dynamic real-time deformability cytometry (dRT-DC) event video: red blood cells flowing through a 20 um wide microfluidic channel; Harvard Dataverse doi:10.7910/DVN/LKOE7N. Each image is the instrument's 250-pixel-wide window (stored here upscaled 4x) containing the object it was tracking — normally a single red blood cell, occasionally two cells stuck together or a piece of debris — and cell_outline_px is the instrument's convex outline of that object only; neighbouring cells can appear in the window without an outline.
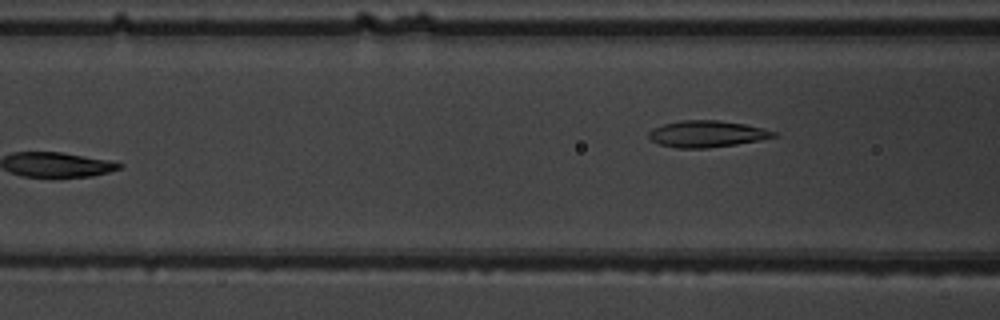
{"species": "common noctule bat (a hibernating species)", "species_latin": "Nyctalus noctula", "temperature_condition": "warm", "stored_images_in_passage": 6, "camera_frame_rate_fps": 3000, "um_per_image_px": 0.085, "animal": {"sex": "male", "body_mass_g": 19.5, "forearm_length_mm": 54.6}, "frame": {"image": 1, "passage_image": 6, "time_ms": 6.667, "image_size_px": [1000, 320], "cell_outline_px": [[776, 136], [760, 140], [736, 144], [708, 148], [676, 148], [660, 144], [652, 140], [648, 136], [648, 132], [652, 128], [664, 124], [680, 120], [716, 120], [744, 124], [776, 132]], "centroid_in_image_um": [60.04, 11.38], "position_along_channel_um": 106.6, "area_um2": 19.13}}